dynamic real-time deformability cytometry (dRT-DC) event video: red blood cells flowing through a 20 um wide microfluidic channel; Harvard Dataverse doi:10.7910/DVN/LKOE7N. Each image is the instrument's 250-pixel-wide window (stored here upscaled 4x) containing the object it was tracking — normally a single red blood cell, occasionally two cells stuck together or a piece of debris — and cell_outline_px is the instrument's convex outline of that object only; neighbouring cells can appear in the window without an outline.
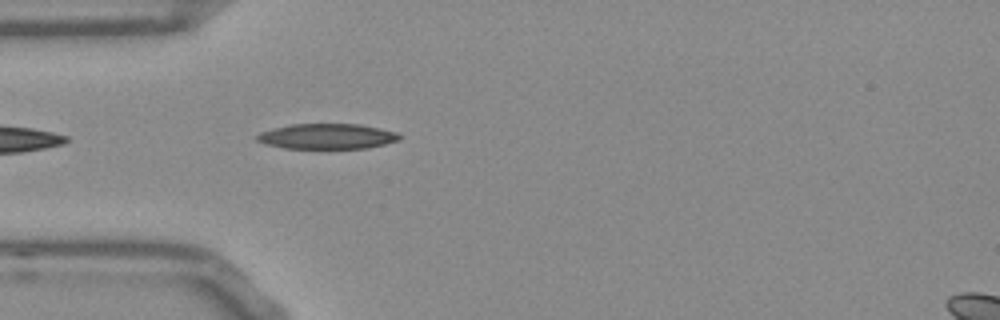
{"species": "Egyptian fruit bat (a non-hibernating species)", "species_latin": "Rousettus aegyptiacus", "temperature_condition": "room temperature", "stored_images_in_passage": 5, "camera_frame_rate_fps": 3000, "um_per_image_px": 0.085, "frame": {"image": 1, "passage_image": 2, "time_ms": 0.333, "image_size_px": [1000, 320], "cell_outline_px": [[400, 140], [368, 148], [284, 148], [268, 144], [256, 140], [256, 136], [260, 132], [292, 124], [360, 124], [396, 132], [400, 136]], "centroid_in_image_um": [27.82, 11.59], "position_along_channel_um": 57.2, "area_um2": 20.75}}